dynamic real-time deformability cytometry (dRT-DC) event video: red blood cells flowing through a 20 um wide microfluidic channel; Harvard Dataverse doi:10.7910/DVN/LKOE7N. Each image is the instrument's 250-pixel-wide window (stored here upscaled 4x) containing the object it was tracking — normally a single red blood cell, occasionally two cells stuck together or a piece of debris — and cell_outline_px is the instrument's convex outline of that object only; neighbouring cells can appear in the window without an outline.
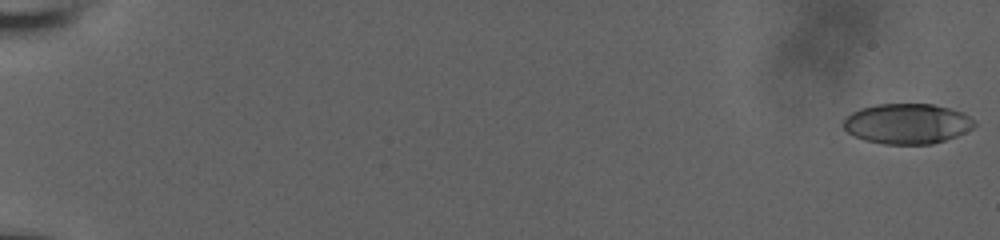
{"species": "human", "species_latin": "Homo sapiens", "temperature_condition": "room temperature", "stored_images_in_passage": 58, "camera_frame_rate_fps": 3000, "um_per_image_px": 0.085, "donor": {"sex": "male"}, "frame": {"image": 1, "passage_image": 1, "time_ms": 0.0, "image_size_px": [1000, 240], "cell_outline_px": [[976, 124], [972, 128], [956, 136], [932, 144], [884, 144], [864, 140], [848, 132], [844, 128], [844, 120], [852, 112], [860, 108], [876, 104], [932, 104], [964, 112], [976, 120]], "centroid_in_image_um": [77.13, 10.51], "position_along_channel_um": 7.9, "area_um2": 30.69}}
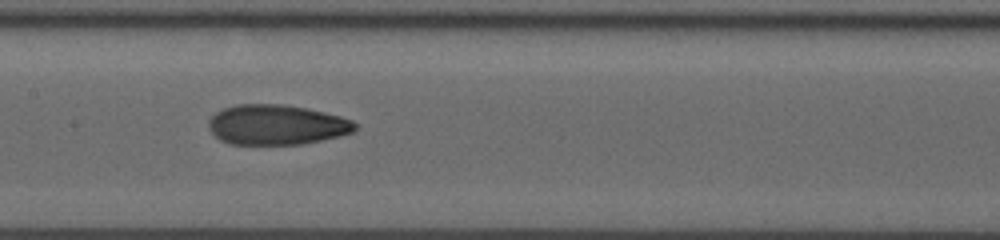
{"frame": {"image": 2, "passage_image": 32, "time_ms": 10.333, "image_size_px": [1000, 240], "cell_outline_px": [[356, 128], [352, 132], [340, 136], [304, 144], [228, 144], [220, 140], [208, 128], [208, 120], [216, 112], [224, 108], [236, 104], [280, 104], [304, 108], [324, 112], [340, 116], [352, 120], [356, 124]], "centroid_in_image_um": [23.49, 10.61], "position_along_channel_um": 183.9, "area_um2": 34.16}}
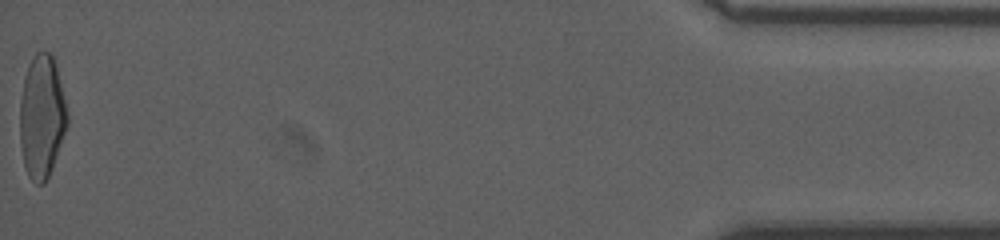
{"frame": {"image": 3, "passage_image": 58, "time_ms": 19.0, "image_size_px": [1000, 240], "cell_outline_px": [[68, 124], [52, 168], [44, 184], [36, 184], [28, 176], [24, 164], [20, 140], [20, 100], [24, 76], [28, 64], [36, 52], [48, 52], [52, 56], [56, 64], [68, 112]], "centroid_in_image_um": [3.55, 9.91], "position_along_channel_um": 431.6, "area_um2": 34.04}, "authors_computed_cell_mechanics": {"area_um2": 33.1194, "velocity_mm_per_s": 3.8617, "shape_relaxation_time_tau1_ms": null, "shape_relaxation_time_tau2_ms": 2.0172, "deformation_change_tau1": null, "deformation_change_tau2": 0.0803}}